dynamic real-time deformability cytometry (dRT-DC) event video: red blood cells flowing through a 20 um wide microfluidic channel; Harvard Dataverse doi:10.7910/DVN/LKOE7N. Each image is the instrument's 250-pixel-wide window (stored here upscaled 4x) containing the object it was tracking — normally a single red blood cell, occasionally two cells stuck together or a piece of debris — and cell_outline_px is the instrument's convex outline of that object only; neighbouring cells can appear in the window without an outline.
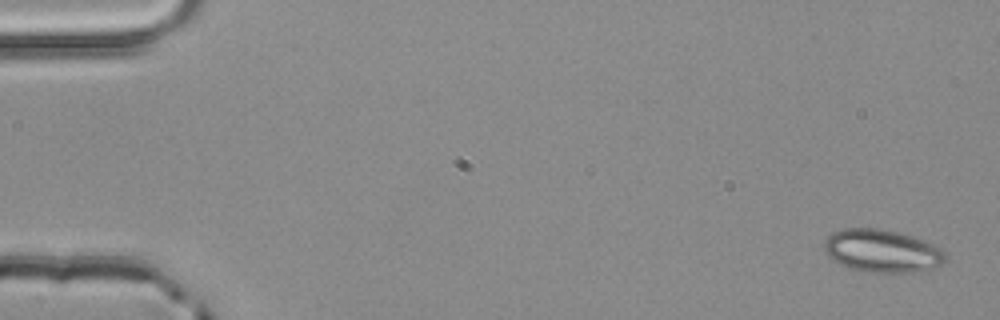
{"species": "common noctule bat (a hibernating species)", "species_latin": "Nyctalus noctula", "temperature_condition": "room temperature", "stored_images_in_passage": 4, "camera_frame_rate_fps": 3000, "um_per_image_px": 0.085, "animal": {"sex": "male", "body_mass_g": 20.4}, "frame": {"image": 1, "passage_image": 1, "time_ms": 0.0, "image_size_px": [1000, 320], "cell_outline_px": [[948, 256], [940, 264], [932, 268], [912, 272], [872, 272], [848, 268], [832, 260], [824, 252], [824, 240], [832, 232], [844, 228], [876, 228], [900, 232], [932, 244], [940, 248]], "centroid_in_image_um": [74.92, 21.32], "position_along_channel_um": 10.1, "area_um2": 30.17}}